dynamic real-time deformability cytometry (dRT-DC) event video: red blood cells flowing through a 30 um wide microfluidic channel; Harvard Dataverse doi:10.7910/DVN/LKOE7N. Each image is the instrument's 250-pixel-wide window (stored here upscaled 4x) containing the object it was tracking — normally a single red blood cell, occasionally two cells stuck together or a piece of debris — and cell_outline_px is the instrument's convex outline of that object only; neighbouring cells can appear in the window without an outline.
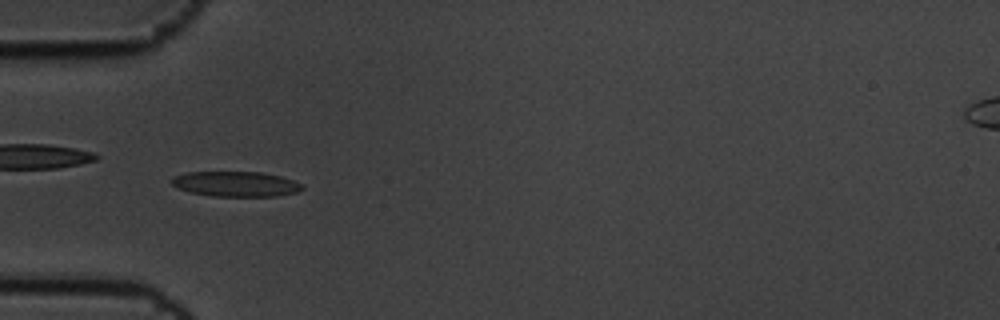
{"species": "common noctule bat (a hibernating species)", "species_latin": "Nyctalus noctula", "temperature_condition": "cold", "stored_images_in_passage": 6, "camera_frame_rate_fps": 3000, "um_per_image_px": 0.085, "animal": {"sex": "male", "body_mass_g": 19.5, "forearm_length_mm": 54.6}, "frame": {"image": 1, "passage_image": 6, "time_ms": 1.667, "image_size_px": [1000, 320], "cell_outline_px": [[304, 188], [296, 192], [276, 196], [212, 196], [192, 192], [176, 188], [172, 184], [172, 176], [188, 172], [260, 172], [280, 176], [292, 180], [300, 184]], "centroid_in_image_um": [20.01, 15.63], "position_along_channel_um": 65.0, "area_um2": 18.96}}